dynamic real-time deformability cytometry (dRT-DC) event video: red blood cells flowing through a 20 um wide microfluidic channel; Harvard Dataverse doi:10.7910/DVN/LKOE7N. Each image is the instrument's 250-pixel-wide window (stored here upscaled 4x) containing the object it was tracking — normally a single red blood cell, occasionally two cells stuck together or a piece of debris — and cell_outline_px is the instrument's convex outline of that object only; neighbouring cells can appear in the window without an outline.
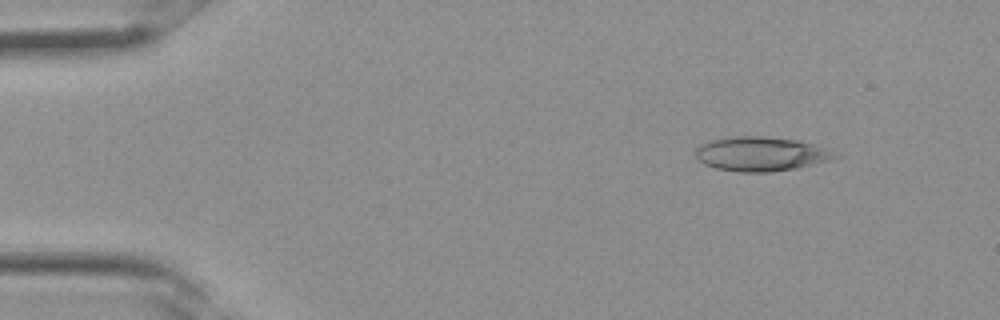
{"species": "Egyptian fruit bat (a non-hibernating species)", "species_latin": "Rousettus aegyptiacus", "temperature_condition": "room temperature", "stored_images_in_passage": 31, "camera_frame_rate_fps": 3000, "um_per_image_px": 0.085, "frame": {"image": 1, "passage_image": 1, "time_ms": 0.0, "image_size_px": [1000, 320], "cell_outline_px": [[840, 156], [828, 160], [796, 168], [772, 172], [736, 172], [716, 168], [704, 164], [696, 156], [696, 148], [712, 140], [732, 136], [760, 136], [800, 140], [816, 144]], "centroid_in_image_um": [64.67, 13.08], "position_along_channel_um": 20.3, "area_um2": 27.63}}
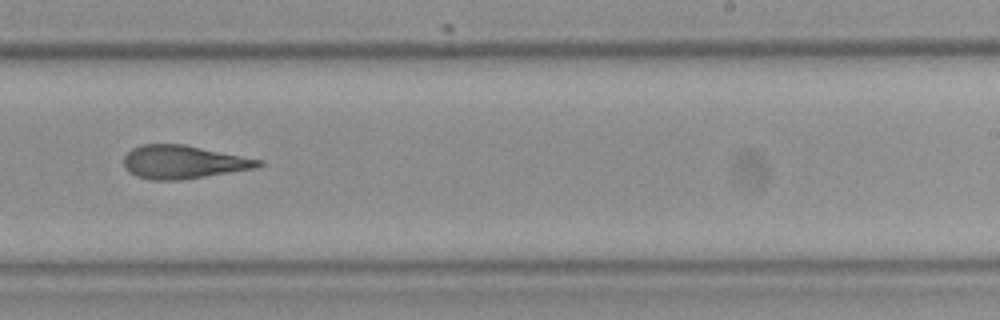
{"frame": {"image": 2, "passage_image": 18, "time_ms": 5.667, "image_size_px": [1000, 320], "cell_outline_px": [[264, 164], [260, 168], [180, 180], [152, 180], [136, 176], [128, 172], [124, 168], [124, 156], [132, 148], [140, 144], [184, 144], [264, 160]], "centroid_in_image_um": [15.61, 13.77], "position_along_channel_um": 273.4, "area_um2": 26.47}}
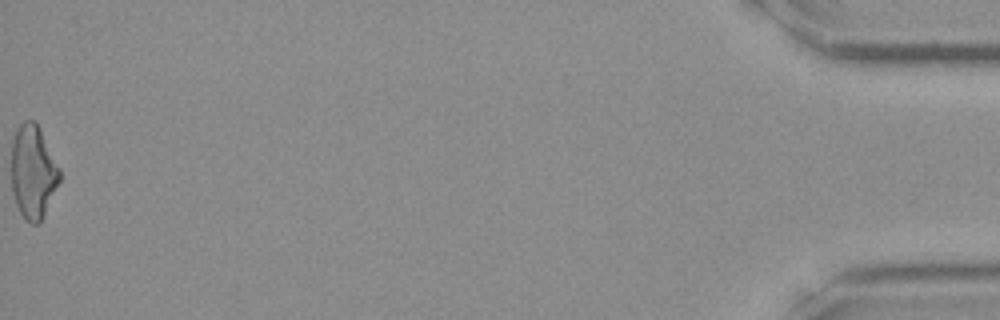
{"frame": {"image": 3, "passage_image": 31, "time_ms": 10.0, "image_size_px": [1000, 320], "cell_outline_px": [[60, 180], [44, 216], [40, 224], [32, 224], [20, 212], [16, 204], [12, 192], [12, 128], [24, 120], [36, 120], [60, 168]], "centroid_in_image_um": [2.8, 14.54], "position_along_channel_um": 432.4, "area_um2": 26.7}}